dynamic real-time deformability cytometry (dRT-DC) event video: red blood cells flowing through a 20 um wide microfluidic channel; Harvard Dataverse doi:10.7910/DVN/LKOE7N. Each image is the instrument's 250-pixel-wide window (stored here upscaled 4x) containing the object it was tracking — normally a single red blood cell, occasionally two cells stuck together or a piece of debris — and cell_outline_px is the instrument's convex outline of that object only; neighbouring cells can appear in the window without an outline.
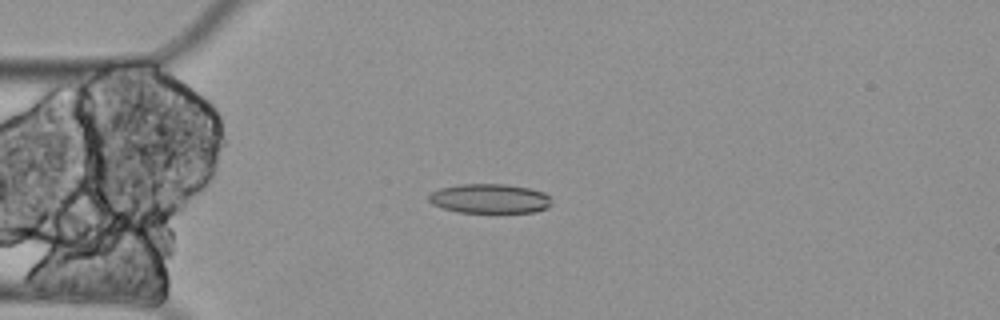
{"species": "Egyptian fruit bat (a non-hibernating species)", "species_latin": "Rousettus aegyptiacus", "temperature_condition": "cold", "stored_images_in_passage": 6, "camera_frame_rate_fps": 3000, "um_per_image_px": 0.085, "animal": {"sex": "female"}, "frame": {"image": 1, "passage_image": 4, "time_ms": 1.0, "image_size_px": [1000, 320], "cell_outline_px": [[552, 204], [548, 208], [532, 212], [456, 212], [432, 204], [428, 200], [428, 196], [432, 192], [440, 188], [460, 184], [504, 184], [528, 188], [544, 192], [552, 200]], "centroid_in_image_um": [41.63, 16.88], "position_along_channel_um": 43.4, "area_um2": 21.04}}
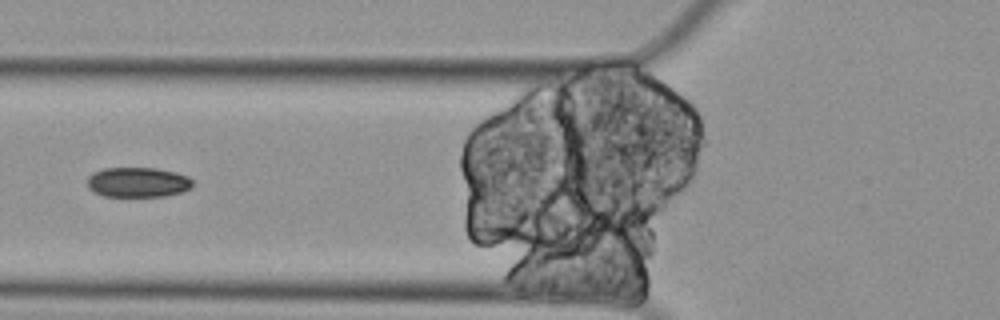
{"frame": {"image": 2, "passage_image": 6, "time_ms": 1.667, "image_size_px": [1000, 320], "cell_outline_px": [[192, 188], [184, 192], [164, 196], [104, 196], [92, 192], [88, 188], [88, 176], [92, 172], [104, 168], [156, 168], [176, 172], [188, 176], [192, 180]], "centroid_in_image_um": [11.72, 15.49], "position_along_channel_um": 114.1, "area_um2": 18.61}}